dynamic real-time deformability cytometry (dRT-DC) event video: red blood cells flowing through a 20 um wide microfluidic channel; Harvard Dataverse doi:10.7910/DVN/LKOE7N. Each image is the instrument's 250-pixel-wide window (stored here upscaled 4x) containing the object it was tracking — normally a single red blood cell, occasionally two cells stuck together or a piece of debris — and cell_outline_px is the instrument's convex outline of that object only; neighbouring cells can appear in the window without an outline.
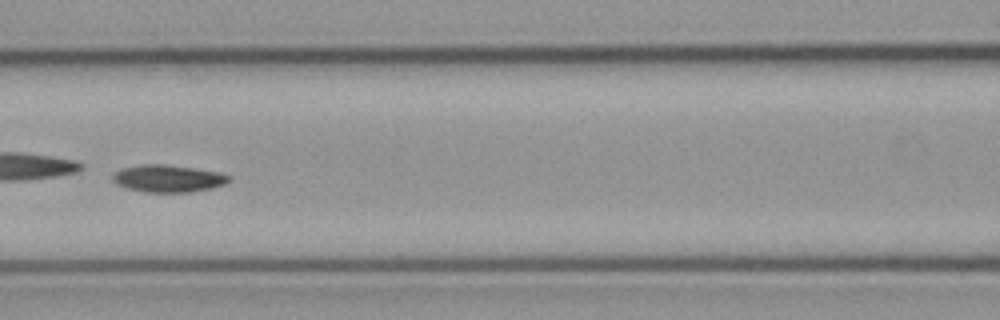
{"species": "common noctule bat (a hibernating species)", "species_latin": "Nyctalus noctula", "temperature_condition": "cold", "stored_images_in_passage": 35, "camera_frame_rate_fps": 3000, "um_per_image_px": 0.085, "animal": {"sex": "male", "body_mass_g": 23.1, "forearm_length_mm": 52.7}, "frame": {"image": 1, "passage_image": 11, "time_ms": 3.333, "image_size_px": [1000, 320], "cell_outline_px": [[232, 180], [224, 184], [212, 188], [192, 192], [144, 192], [128, 188], [116, 184], [112, 180], [112, 176], [116, 172], [124, 168], [144, 164], [164, 164], [192, 168], [216, 172], [232, 176]], "centroid_in_image_um": [14.31, 15.18], "position_along_channel_um": 152.3, "area_um2": 18.32}, "authors_computed_cell_mechanics": {"area_um2": 17.9758, "velocity_mm_per_s": 3.7446, "shape_relaxation_time_tau1_ms": 0.562, "shape_relaxation_time_tau2_ms": null, "deformation_change_tau1": 0.2151, "deformation_change_tau2": null}}